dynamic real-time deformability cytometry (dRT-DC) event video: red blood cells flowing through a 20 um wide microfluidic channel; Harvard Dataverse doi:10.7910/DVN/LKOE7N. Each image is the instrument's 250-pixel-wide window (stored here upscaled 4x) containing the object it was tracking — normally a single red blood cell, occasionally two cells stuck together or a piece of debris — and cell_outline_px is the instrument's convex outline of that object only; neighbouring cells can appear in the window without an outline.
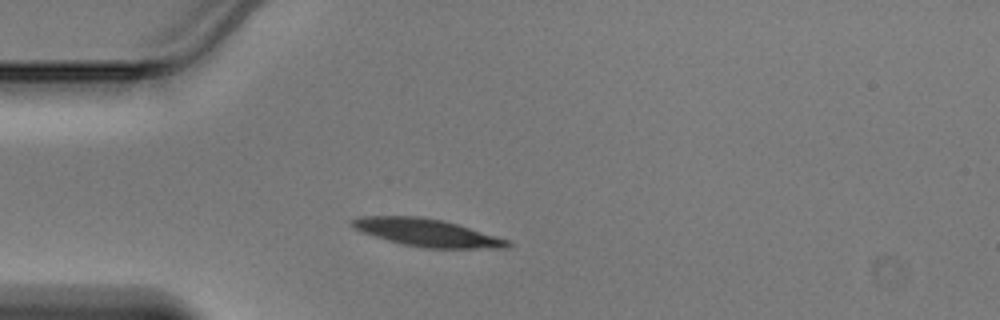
{"species": "Egyptian fruit bat (a non-hibernating species)", "species_latin": "Rousettus aegyptiacus", "temperature_condition": "warm", "stored_images_in_passage": 35, "camera_frame_rate_fps": 3000, "um_per_image_px": 0.085, "animal": {"sex": "male"}, "frame": {"image": 1, "passage_image": 1, "time_ms": 0.0, "image_size_px": [1000, 320], "cell_outline_px": [[512, 244], [508, 248], [424, 248], [404, 244], [388, 240], [364, 232], [356, 228], [352, 224], [352, 220], [360, 216], [420, 216], [444, 220], [508, 240]], "centroid_in_image_um": [36.32, 19.77], "position_along_channel_um": 48.7, "area_um2": 24.51}}
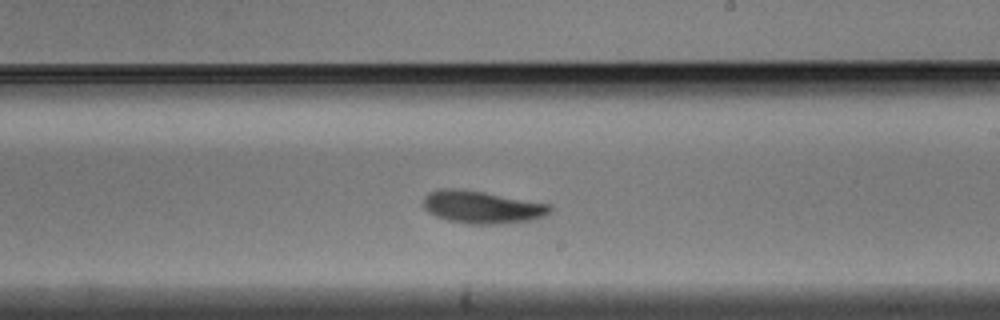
{"frame": {"image": 2, "passage_image": 16, "time_ms": 5.0, "image_size_px": [1000, 320], "cell_outline_px": [[552, 212], [544, 216], [528, 220], [504, 224], [468, 224], [448, 220], [436, 216], [428, 212], [424, 208], [424, 196], [428, 192], [440, 188], [452, 188], [484, 192], [552, 204]], "centroid_in_image_um": [40.98, 17.6], "position_along_channel_um": 248.0, "area_um2": 24.16}}
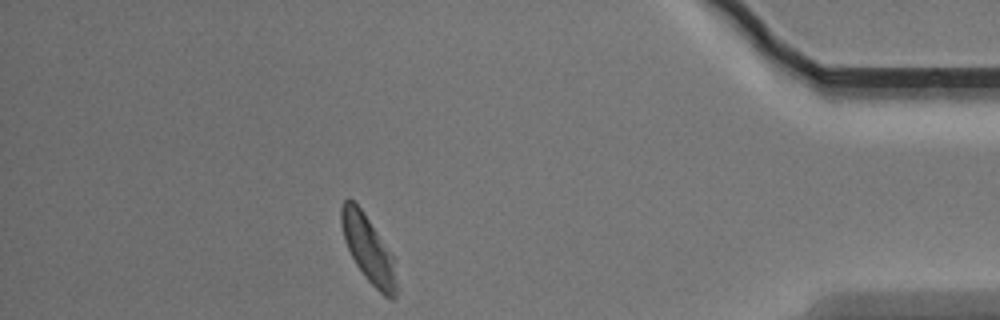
{"frame": {"image": 3, "passage_image": 30, "time_ms": 9.667, "image_size_px": [1000, 320], "cell_outline_px": [[396, 296], [392, 300], [384, 296], [364, 276], [356, 264], [344, 240], [340, 224], [340, 208], [344, 200], [348, 196], [360, 208], [396, 260]], "centroid_in_image_um": [31.3, 21.18], "position_along_channel_um": 403.9, "area_um2": 21.33}}